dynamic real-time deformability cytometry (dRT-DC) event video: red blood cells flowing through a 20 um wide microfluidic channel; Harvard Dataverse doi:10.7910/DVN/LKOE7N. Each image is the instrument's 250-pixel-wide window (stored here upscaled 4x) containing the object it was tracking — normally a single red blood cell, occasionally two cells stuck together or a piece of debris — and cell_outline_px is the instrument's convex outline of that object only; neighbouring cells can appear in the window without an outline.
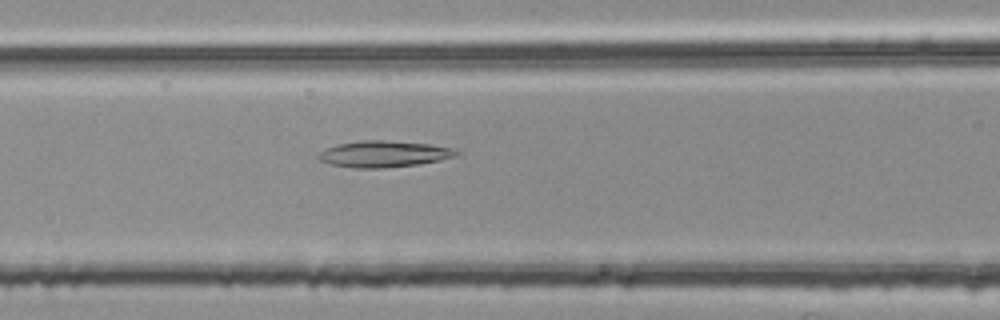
{"species": "common noctule bat (a hibernating species)", "species_latin": "Nyctalus noctula", "temperature_condition": "room temperature", "stored_images_in_passage": 54, "segment_of_instrument_passage": [1, 2], "camera_frame_rate_fps": 3000, "um_per_image_px": 0.085, "animal": {"sex": "female", "body_mass_g": 25.1}, "frame": {"image": 1, "passage_image": 22, "time_ms": 7.0, "image_size_px": [1000, 320], "cell_outline_px": [[460, 152], [456, 156], [440, 160], [420, 164], [384, 168], [352, 168], [332, 164], [320, 160], [316, 156], [324, 148], [336, 144], [360, 140], [380, 140], [428, 144], [452, 148]], "centroid_in_image_um": [32.59, 13.09], "position_along_channel_um": 134.0, "area_um2": 21.21}}
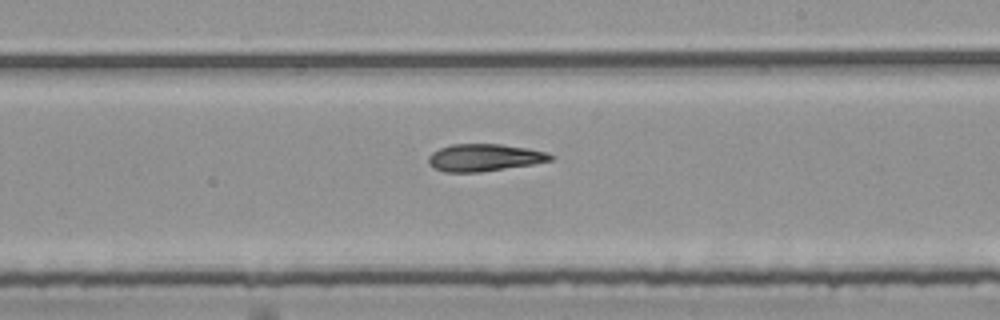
{"frame": {"image": 2, "passage_image": 31, "time_ms": 10.0, "image_size_px": [1000, 320], "cell_outline_px": [[556, 156], [552, 160], [532, 164], [480, 172], [444, 172], [428, 164], [428, 156], [432, 152], [440, 148], [452, 144], [500, 144], [528, 148], [548, 152]], "centroid_in_image_um": [41.18, 13.39], "position_along_channel_um": 247.8, "area_um2": 19.42}}
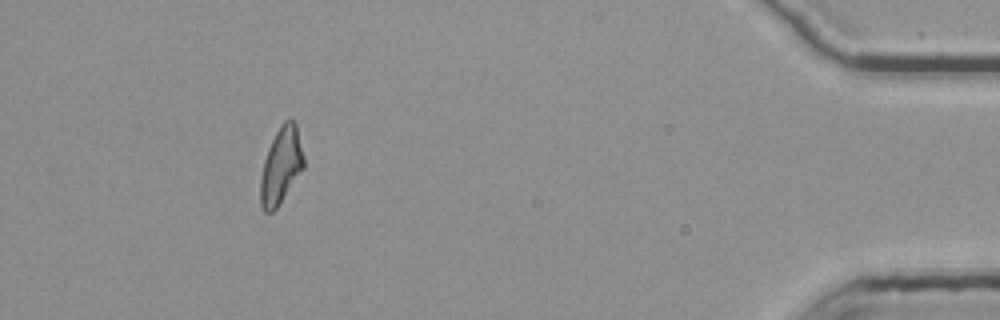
{"frame": {"image": 3, "passage_image": 49, "time_ms": 16.0, "image_size_px": [1000, 320], "cell_outline_px": [[304, 168], [276, 208], [272, 212], [264, 212], [260, 204], [260, 180], [264, 160], [268, 148], [280, 124], [284, 120], [292, 120], [296, 124], [304, 156]], "centroid_in_image_um": [23.88, 14.08], "position_along_channel_um": 411.3, "area_um2": 19.13}}